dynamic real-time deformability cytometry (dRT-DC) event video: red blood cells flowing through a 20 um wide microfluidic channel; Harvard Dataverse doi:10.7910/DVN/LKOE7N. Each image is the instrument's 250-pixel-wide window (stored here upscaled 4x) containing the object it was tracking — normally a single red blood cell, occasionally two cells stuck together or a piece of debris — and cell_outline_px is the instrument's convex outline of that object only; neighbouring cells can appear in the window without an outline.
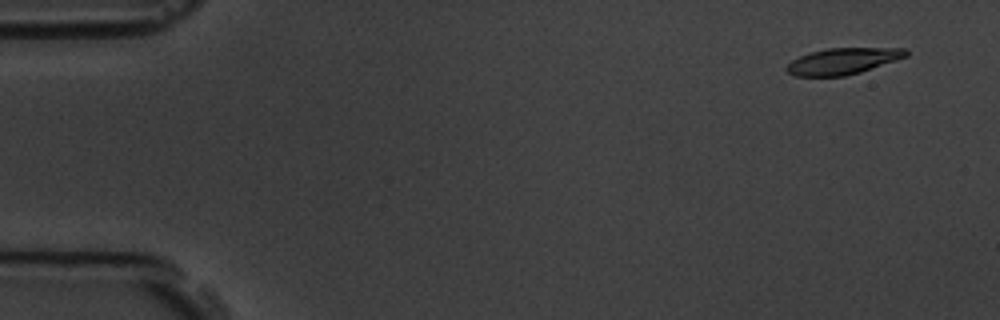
{"species": "common noctule bat (a hibernating species)", "species_latin": "Nyctalus noctula", "temperature_condition": "room temperature", "stored_images_in_passage": 6, "segment_of_instrument_passage": [2, 2], "camera_frame_rate_fps": 3000, "um_per_image_px": 0.085, "animal": {"sex": "male", "body_mass_g": 19.5, "forearm_length_mm": 54.6}, "frame": {"image": 1, "passage_image": 6, "time_ms": 5.667, "image_size_px": [1000, 320], "cell_outline_px": [[908, 56], [860, 72], [844, 76], [796, 76], [788, 72], [784, 68], [792, 60], [800, 56], [812, 52], [828, 48], [904, 48], [908, 52]], "centroid_in_image_um": [71.64, 5.19], "position_along_channel_um": 13.4, "area_um2": 18.09}}